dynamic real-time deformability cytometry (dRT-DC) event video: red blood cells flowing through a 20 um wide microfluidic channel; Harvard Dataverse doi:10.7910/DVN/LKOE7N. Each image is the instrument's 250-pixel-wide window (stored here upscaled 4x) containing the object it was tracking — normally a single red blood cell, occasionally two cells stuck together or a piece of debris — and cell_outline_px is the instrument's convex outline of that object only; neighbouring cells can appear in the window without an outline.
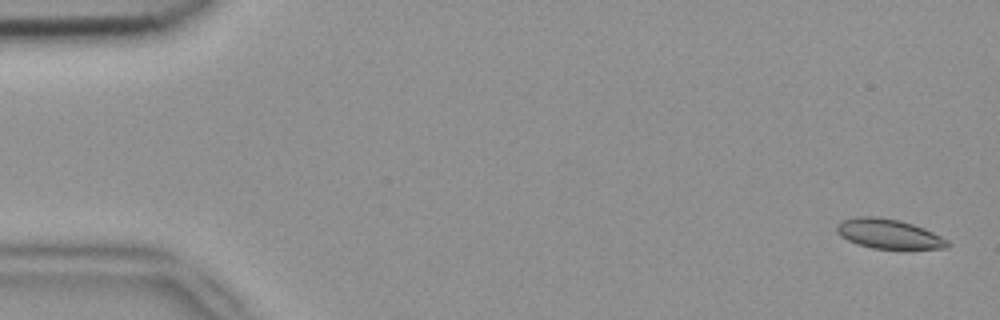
{"species": "common noctule bat (a hibernating species)", "species_latin": "Nyctalus noctula", "temperature_condition": "room temperature", "stored_images_in_passage": 27, "camera_frame_rate_fps": 3000, "um_per_image_px": 0.085, "animal": {"sex": "female", "body_mass_g": 18.4}, "frame": {"image": 1, "passage_image": 1, "time_ms": 0.0, "image_size_px": [1000, 320], "cell_outline_px": [[948, 244], [944, 248], [872, 248], [856, 244], [840, 236], [836, 232], [836, 224], [844, 220], [860, 216], [872, 216], [896, 220], [912, 224], [924, 228], [948, 240]], "centroid_in_image_um": [75.47, 19.87], "position_along_channel_um": 9.5, "area_um2": 18.67}}
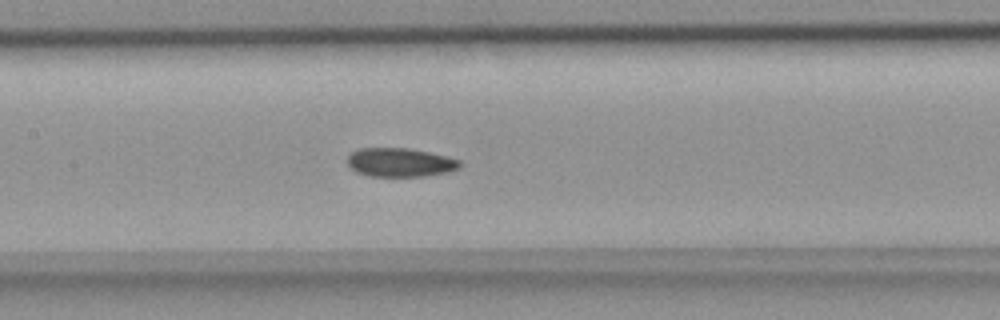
{"frame": {"image": 2, "passage_image": 24, "time_ms": 7.667, "image_size_px": [1000, 320], "cell_outline_px": [[464, 164], [460, 168], [448, 172], [424, 176], [368, 176], [356, 172], [348, 164], [348, 156], [356, 148], [408, 148], [428, 152], [460, 160]], "centroid_in_image_um": [34.02, 13.8], "position_along_channel_um": 173.4, "area_um2": 18.9}}
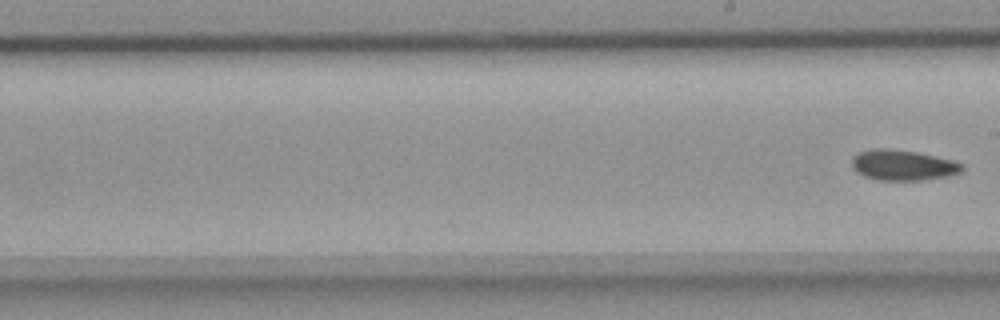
{"frame": {"image": 3, "passage_image": 27, "time_ms": 8.667, "image_size_px": [1000, 320], "cell_outline_px": [[964, 168], [960, 172], [948, 176], [924, 180], [880, 180], [864, 176], [852, 168], [852, 156], [860, 152], [872, 148], [888, 148], [916, 152], [952, 160], [964, 164]], "centroid_in_image_um": [76.74, 14.03], "position_along_channel_um": 212.3, "area_um2": 19.59}}